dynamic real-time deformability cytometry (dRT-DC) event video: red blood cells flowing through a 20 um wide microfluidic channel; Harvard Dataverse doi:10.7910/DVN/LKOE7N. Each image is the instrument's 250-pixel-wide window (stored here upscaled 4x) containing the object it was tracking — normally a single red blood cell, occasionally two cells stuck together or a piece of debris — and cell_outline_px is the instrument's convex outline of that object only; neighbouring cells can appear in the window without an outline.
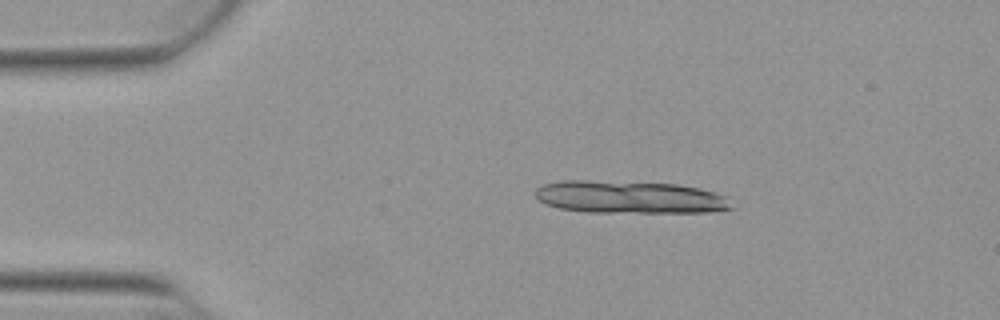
{"species": "Egyptian fruit bat (a non-hibernating species)", "species_latin": "Rousettus aegyptiacus", "temperature_condition": "warm", "stored_images_in_passage": 7, "camera_frame_rate_fps": 3000, "um_per_image_px": 0.085, "animal": {"sex": "female"}, "frame": {"image": 1, "passage_image": 1, "time_ms": 0.0, "image_size_px": [1000, 320], "cell_outline_px": [[736, 208], [708, 212], [588, 212], [560, 208], [548, 204], [540, 200], [536, 196], [536, 188], [544, 184], [560, 180], [588, 180], [676, 184], [700, 188], [728, 196]], "centroid_in_image_um": [53.59, 16.75], "position_along_channel_um": 31.4, "area_um2": 37.34}}